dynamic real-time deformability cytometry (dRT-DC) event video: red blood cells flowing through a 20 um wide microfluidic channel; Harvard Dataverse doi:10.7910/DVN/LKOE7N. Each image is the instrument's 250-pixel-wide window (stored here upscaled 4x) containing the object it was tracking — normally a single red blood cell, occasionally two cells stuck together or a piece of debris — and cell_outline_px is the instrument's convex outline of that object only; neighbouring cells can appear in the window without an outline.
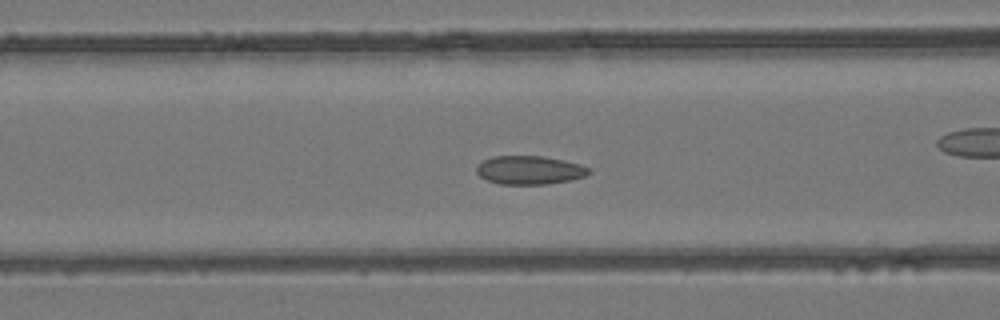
{"species": "common noctule bat (a hibernating species)", "species_latin": "Nyctalus noctula", "temperature_condition": "room temperature", "stored_images_in_passage": 36, "camera_frame_rate_fps": 3000, "um_per_image_px": 0.085, "animal": {"sex": "female", "body_mass_g": 24.6, "forearm_length_mm": 56.2}, "frame": {"image": 1, "passage_image": 6, "time_ms": 1.667, "image_size_px": [1000, 320], "cell_outline_px": [[592, 172], [584, 176], [572, 180], [548, 184], [500, 184], [488, 180], [480, 176], [476, 172], [476, 164], [492, 156], [544, 156], [564, 160], [580, 164], [592, 168]], "centroid_in_image_um": [45.04, 14.45], "position_along_channel_um": 121.6, "area_um2": 18.9}, "authors_computed_cell_mechanics": {"area_um2": 18.2359, "velocity_mm_per_s": 4.1502, "shape_relaxation_time_tau1_ms": null, "shape_relaxation_time_tau2_ms": 1.3561, "deformation_change_tau1": null, "deformation_change_tau2": 0.0629}}